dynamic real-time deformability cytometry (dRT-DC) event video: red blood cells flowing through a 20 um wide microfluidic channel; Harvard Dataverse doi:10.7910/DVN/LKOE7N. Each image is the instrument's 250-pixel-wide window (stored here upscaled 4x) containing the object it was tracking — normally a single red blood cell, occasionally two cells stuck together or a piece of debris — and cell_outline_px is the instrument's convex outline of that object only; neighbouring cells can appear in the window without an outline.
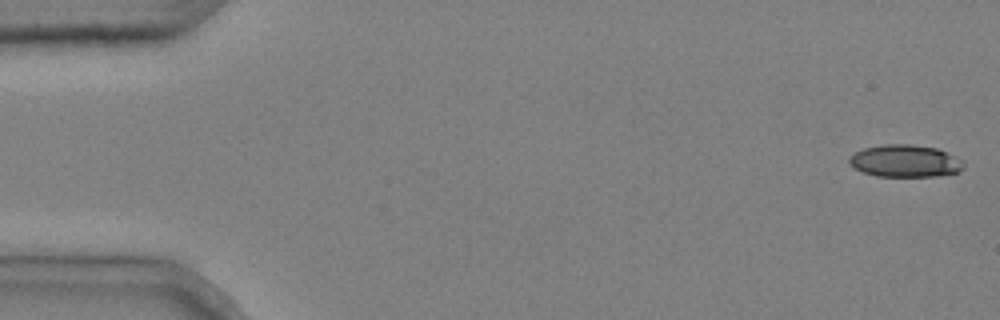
{"species": "common noctule bat (a hibernating species)", "species_latin": "Nyctalus noctula", "temperature_condition": "cold", "stored_images_in_passage": 5, "camera_frame_rate_fps": 3000, "um_per_image_px": 0.085, "animal": {"sex": "male", "body_mass_g": 20.4}, "frame": {"image": 1, "passage_image": 1, "time_ms": 0.0, "image_size_px": [1000, 320], "cell_outline_px": [[964, 164], [960, 172], [936, 176], [876, 176], [864, 172], [848, 164], [848, 160], [856, 152], [864, 148], [884, 144], [908, 144], [936, 148], [964, 160]], "centroid_in_image_um": [76.95, 13.68], "position_along_channel_um": 8.0, "area_um2": 21.39}}
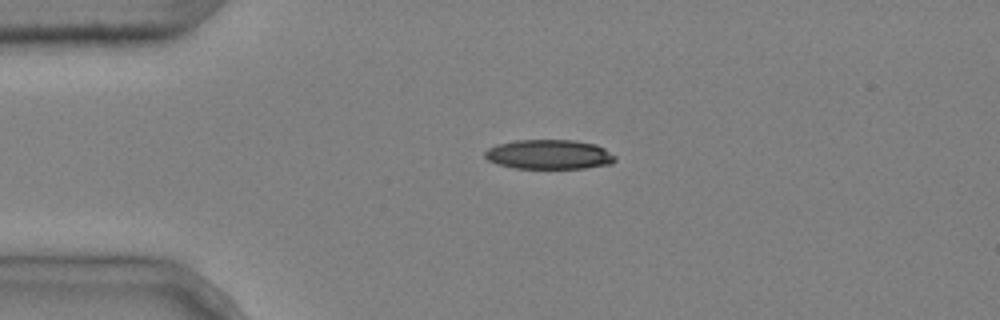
{"frame": {"image": 2, "passage_image": 4, "time_ms": 1.0, "image_size_px": [1000, 320], "cell_outline_px": [[616, 160], [612, 164], [584, 168], [516, 168], [496, 164], [488, 160], [484, 156], [484, 152], [488, 148], [496, 144], [516, 140], [576, 140], [596, 144], [604, 148], [616, 156]], "centroid_in_image_um": [46.68, 13.12], "position_along_channel_um": 38.3, "area_um2": 22.6}}